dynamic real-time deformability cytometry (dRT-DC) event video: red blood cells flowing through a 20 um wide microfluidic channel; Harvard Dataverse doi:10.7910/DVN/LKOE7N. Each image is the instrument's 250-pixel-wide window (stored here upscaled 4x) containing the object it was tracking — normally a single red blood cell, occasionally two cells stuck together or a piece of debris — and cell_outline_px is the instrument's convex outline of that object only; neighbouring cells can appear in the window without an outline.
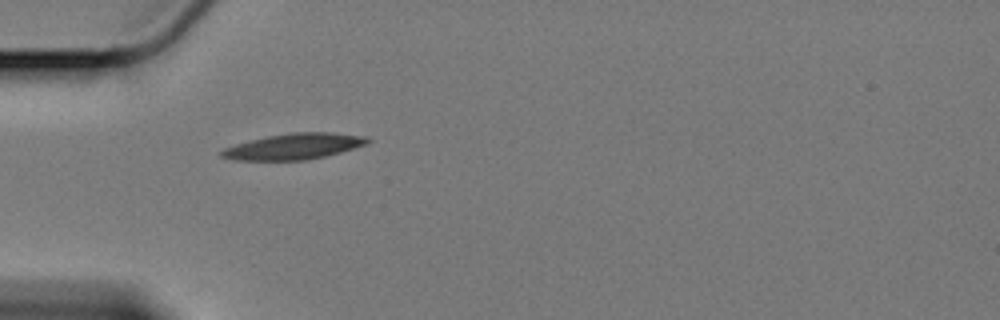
{"species": "Egyptian fruit bat (a non-hibernating species)", "species_latin": "Rousettus aegyptiacus", "temperature_condition": "cold", "stored_images_in_passage": 5, "camera_frame_rate_fps": 3000, "um_per_image_px": 0.085, "animal": {"sex": "female"}, "frame": {"image": 1, "passage_image": 1, "time_ms": 0.0, "image_size_px": [1000, 320], "cell_outline_px": [[372, 140], [368, 144], [340, 152], [324, 156], [304, 160], [232, 160], [220, 156], [216, 152], [224, 148], [236, 144], [268, 136], [292, 132], [332, 132], [364, 136]], "centroid_in_image_um": [24.96, 12.44], "position_along_channel_um": 60.0, "area_um2": 22.02}}
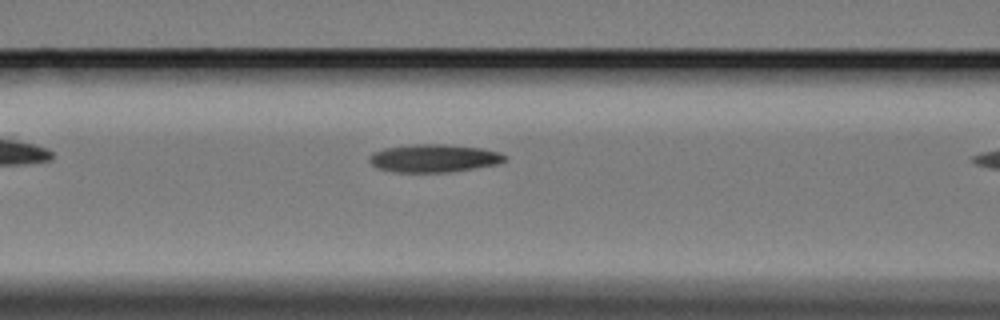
{"frame": {"image": 2, "passage_image": 3, "time_ms": 0.667, "image_size_px": [1000, 320], "cell_outline_px": [[508, 160], [500, 164], [448, 172], [392, 172], [376, 168], [368, 160], [368, 156], [372, 152], [384, 148], [412, 144], [444, 144], [480, 148], [500, 152], [508, 156]], "centroid_in_image_um": [36.88, 13.45], "position_along_channel_um": 129.7, "area_um2": 22.37}}